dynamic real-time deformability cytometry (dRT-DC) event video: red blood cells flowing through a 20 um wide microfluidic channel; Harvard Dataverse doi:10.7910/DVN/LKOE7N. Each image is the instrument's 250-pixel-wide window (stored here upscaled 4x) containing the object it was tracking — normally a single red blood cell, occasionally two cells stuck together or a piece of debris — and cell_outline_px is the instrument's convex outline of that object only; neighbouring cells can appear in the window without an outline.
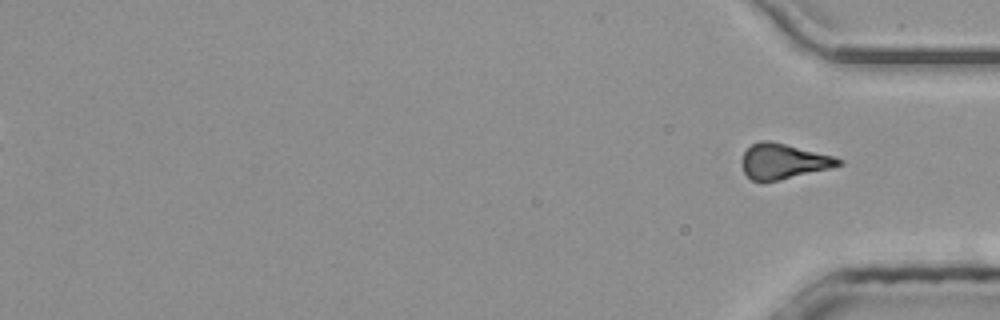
{"species": "common noctule bat (a hibernating species)", "species_latin": "Nyctalus noctula", "temperature_condition": "room temperature", "stored_images_in_passage": 52, "segment_of_instrument_passage": [2, 2], "camera_frame_rate_fps": 3000, "um_per_image_px": 0.085, "animal": {"sex": "male", "body_mass_g": 20.4}, "frame": {"image": 1, "passage_image": 52, "time_ms": 17.0, "image_size_px": [1000, 320], "cell_outline_px": [[844, 164], [832, 168], [780, 180], [752, 180], [744, 172], [740, 160], [744, 152], [752, 144], [760, 140], [768, 140], [836, 156], [844, 160]], "centroid_in_image_um": [66.63, 13.7], "position_along_channel_um": 368.6, "area_um2": 19.94}}